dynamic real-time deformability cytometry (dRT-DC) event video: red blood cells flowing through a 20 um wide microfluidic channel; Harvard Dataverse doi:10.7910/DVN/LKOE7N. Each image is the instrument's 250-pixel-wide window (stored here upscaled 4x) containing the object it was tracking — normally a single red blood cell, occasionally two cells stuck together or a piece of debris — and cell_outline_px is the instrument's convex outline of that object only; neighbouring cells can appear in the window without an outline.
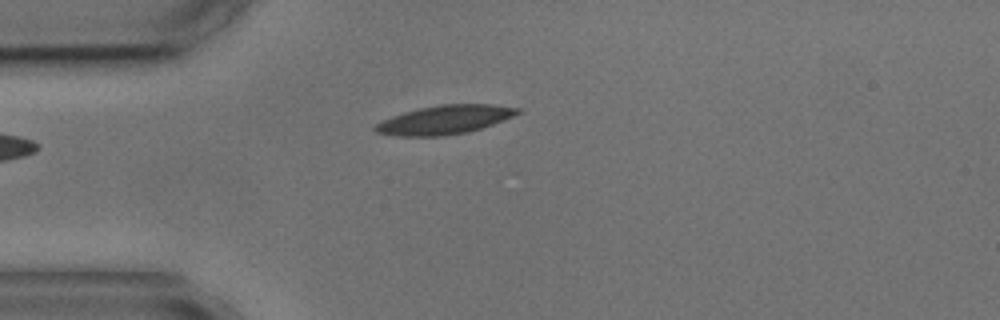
{"species": "common noctule bat (a hibernating species)", "species_latin": "Nyctalus noctula", "temperature_condition": "cold", "stored_images_in_passage": 4, "camera_frame_rate_fps": 3000, "um_per_image_px": 0.085, "animal": {"sex": "male", "body_mass_g": 17.9, "forearm_length_mm": 54.2}, "frame": {"image": 1, "passage_image": 4, "time_ms": 3.667, "image_size_px": [1000, 320], "cell_outline_px": [[524, 112], [492, 124], [468, 132], [444, 136], [396, 136], [376, 132], [372, 128], [376, 124], [392, 116], [404, 112], [420, 108], [440, 104], [492, 104], [520, 108]], "centroid_in_image_um": [37.82, 10.18], "position_along_channel_um": 47.2, "area_um2": 23.87}}